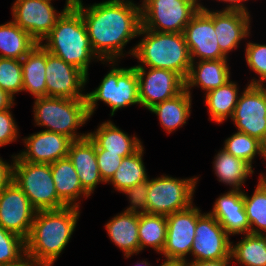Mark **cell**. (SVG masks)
<instances>
[{"label":"cell","mask_w":266,"mask_h":266,"mask_svg":"<svg viewBox=\"0 0 266 266\" xmlns=\"http://www.w3.org/2000/svg\"><path fill=\"white\" fill-rule=\"evenodd\" d=\"M75 8L82 15L91 47L103 64L117 62L127 53L133 56L134 47L126 53L124 48L139 37L141 5L133 0H106L87 6L82 3Z\"/></svg>","instance_id":"cell-1"},{"label":"cell","mask_w":266,"mask_h":266,"mask_svg":"<svg viewBox=\"0 0 266 266\" xmlns=\"http://www.w3.org/2000/svg\"><path fill=\"white\" fill-rule=\"evenodd\" d=\"M78 207L36 211L29 236L25 240L26 257L54 266L68 245L80 217Z\"/></svg>","instance_id":"cell-2"},{"label":"cell","mask_w":266,"mask_h":266,"mask_svg":"<svg viewBox=\"0 0 266 266\" xmlns=\"http://www.w3.org/2000/svg\"><path fill=\"white\" fill-rule=\"evenodd\" d=\"M40 44L49 53L81 70L87 81L91 61H101L91 47L82 15L75 7H69L63 13Z\"/></svg>","instance_id":"cell-3"},{"label":"cell","mask_w":266,"mask_h":266,"mask_svg":"<svg viewBox=\"0 0 266 266\" xmlns=\"http://www.w3.org/2000/svg\"><path fill=\"white\" fill-rule=\"evenodd\" d=\"M143 36L134 46L133 57L140 64L134 67L167 69L186 79L191 58L183 33L157 32L141 27Z\"/></svg>","instance_id":"cell-4"},{"label":"cell","mask_w":266,"mask_h":266,"mask_svg":"<svg viewBox=\"0 0 266 266\" xmlns=\"http://www.w3.org/2000/svg\"><path fill=\"white\" fill-rule=\"evenodd\" d=\"M33 112L35 125L46 127V131L63 134L73 141L88 137V133L77 132L91 118L86 99L35 98Z\"/></svg>","instance_id":"cell-5"},{"label":"cell","mask_w":266,"mask_h":266,"mask_svg":"<svg viewBox=\"0 0 266 266\" xmlns=\"http://www.w3.org/2000/svg\"><path fill=\"white\" fill-rule=\"evenodd\" d=\"M108 61L111 69L104 76L99 86L86 93L89 116H93L98 107V101H103L111 107L110 116H114L118 109L138 104V75L134 66L120 68L118 61ZM116 65L118 67H116Z\"/></svg>","instance_id":"cell-6"},{"label":"cell","mask_w":266,"mask_h":266,"mask_svg":"<svg viewBox=\"0 0 266 266\" xmlns=\"http://www.w3.org/2000/svg\"><path fill=\"white\" fill-rule=\"evenodd\" d=\"M12 180L28 197L36 211L66 207L58 198L50 164L27 162L14 155Z\"/></svg>","instance_id":"cell-7"},{"label":"cell","mask_w":266,"mask_h":266,"mask_svg":"<svg viewBox=\"0 0 266 266\" xmlns=\"http://www.w3.org/2000/svg\"><path fill=\"white\" fill-rule=\"evenodd\" d=\"M198 180L195 176L179 179L164 174L149 178L147 213L167 216L189 208Z\"/></svg>","instance_id":"cell-8"},{"label":"cell","mask_w":266,"mask_h":266,"mask_svg":"<svg viewBox=\"0 0 266 266\" xmlns=\"http://www.w3.org/2000/svg\"><path fill=\"white\" fill-rule=\"evenodd\" d=\"M201 0H141L142 27L157 32L183 33L199 11Z\"/></svg>","instance_id":"cell-9"},{"label":"cell","mask_w":266,"mask_h":266,"mask_svg":"<svg viewBox=\"0 0 266 266\" xmlns=\"http://www.w3.org/2000/svg\"><path fill=\"white\" fill-rule=\"evenodd\" d=\"M51 1L53 0H15L11 8L12 21L39 44L69 8L65 5L62 11L58 12Z\"/></svg>","instance_id":"cell-10"},{"label":"cell","mask_w":266,"mask_h":266,"mask_svg":"<svg viewBox=\"0 0 266 266\" xmlns=\"http://www.w3.org/2000/svg\"><path fill=\"white\" fill-rule=\"evenodd\" d=\"M184 37L191 61L228 59L220 50L213 23V10L200 4L185 26ZM197 59V60H196Z\"/></svg>","instance_id":"cell-11"},{"label":"cell","mask_w":266,"mask_h":266,"mask_svg":"<svg viewBox=\"0 0 266 266\" xmlns=\"http://www.w3.org/2000/svg\"><path fill=\"white\" fill-rule=\"evenodd\" d=\"M244 89L231 119L237 131L261 141L266 131V86L247 84Z\"/></svg>","instance_id":"cell-12"},{"label":"cell","mask_w":266,"mask_h":266,"mask_svg":"<svg viewBox=\"0 0 266 266\" xmlns=\"http://www.w3.org/2000/svg\"><path fill=\"white\" fill-rule=\"evenodd\" d=\"M135 69L138 75L140 106L147 110L175 97L185 89V80L174 71L149 67Z\"/></svg>","instance_id":"cell-13"},{"label":"cell","mask_w":266,"mask_h":266,"mask_svg":"<svg viewBox=\"0 0 266 266\" xmlns=\"http://www.w3.org/2000/svg\"><path fill=\"white\" fill-rule=\"evenodd\" d=\"M191 256V261L231 259L230 236L209 212L197 219Z\"/></svg>","instance_id":"cell-14"},{"label":"cell","mask_w":266,"mask_h":266,"mask_svg":"<svg viewBox=\"0 0 266 266\" xmlns=\"http://www.w3.org/2000/svg\"><path fill=\"white\" fill-rule=\"evenodd\" d=\"M36 210L12 180L0 192V226L24 240L29 236Z\"/></svg>","instance_id":"cell-15"},{"label":"cell","mask_w":266,"mask_h":266,"mask_svg":"<svg viewBox=\"0 0 266 266\" xmlns=\"http://www.w3.org/2000/svg\"><path fill=\"white\" fill-rule=\"evenodd\" d=\"M200 208L192 204L189 208L166 216V243L161 253L167 259L187 258L191 254L197 219L202 215Z\"/></svg>","instance_id":"cell-16"},{"label":"cell","mask_w":266,"mask_h":266,"mask_svg":"<svg viewBox=\"0 0 266 266\" xmlns=\"http://www.w3.org/2000/svg\"><path fill=\"white\" fill-rule=\"evenodd\" d=\"M45 74L48 97L86 99L87 76L47 50Z\"/></svg>","instance_id":"cell-17"},{"label":"cell","mask_w":266,"mask_h":266,"mask_svg":"<svg viewBox=\"0 0 266 266\" xmlns=\"http://www.w3.org/2000/svg\"><path fill=\"white\" fill-rule=\"evenodd\" d=\"M22 140L25 149L16 154L21 160L47 164L68 157L73 142L68 136L46 130L30 134Z\"/></svg>","instance_id":"cell-18"},{"label":"cell","mask_w":266,"mask_h":266,"mask_svg":"<svg viewBox=\"0 0 266 266\" xmlns=\"http://www.w3.org/2000/svg\"><path fill=\"white\" fill-rule=\"evenodd\" d=\"M213 23L220 50L227 58L229 52L238 48L241 40L251 34L250 14L213 10Z\"/></svg>","instance_id":"cell-19"},{"label":"cell","mask_w":266,"mask_h":266,"mask_svg":"<svg viewBox=\"0 0 266 266\" xmlns=\"http://www.w3.org/2000/svg\"><path fill=\"white\" fill-rule=\"evenodd\" d=\"M229 236L250 233V225L244 208L243 190H229L221 194L209 212Z\"/></svg>","instance_id":"cell-20"},{"label":"cell","mask_w":266,"mask_h":266,"mask_svg":"<svg viewBox=\"0 0 266 266\" xmlns=\"http://www.w3.org/2000/svg\"><path fill=\"white\" fill-rule=\"evenodd\" d=\"M68 158L73 163L82 187L91 195L98 184H104L97 164L96 145L86 137L73 141L70 145Z\"/></svg>","instance_id":"cell-21"},{"label":"cell","mask_w":266,"mask_h":266,"mask_svg":"<svg viewBox=\"0 0 266 266\" xmlns=\"http://www.w3.org/2000/svg\"><path fill=\"white\" fill-rule=\"evenodd\" d=\"M230 76L228 59L191 61L185 79V90L192 94L191 89L200 87L206 94L224 85L230 80Z\"/></svg>","instance_id":"cell-22"},{"label":"cell","mask_w":266,"mask_h":266,"mask_svg":"<svg viewBox=\"0 0 266 266\" xmlns=\"http://www.w3.org/2000/svg\"><path fill=\"white\" fill-rule=\"evenodd\" d=\"M97 127L95 131L88 132L96 149L107 150V153L127 157L135 153L143 144L136 135L129 136L111 120L102 122Z\"/></svg>","instance_id":"cell-23"},{"label":"cell","mask_w":266,"mask_h":266,"mask_svg":"<svg viewBox=\"0 0 266 266\" xmlns=\"http://www.w3.org/2000/svg\"><path fill=\"white\" fill-rule=\"evenodd\" d=\"M50 168L58 198L66 206L80 208L79 199L91 195L82 187L71 160L68 157L59 159L51 163Z\"/></svg>","instance_id":"cell-24"},{"label":"cell","mask_w":266,"mask_h":266,"mask_svg":"<svg viewBox=\"0 0 266 266\" xmlns=\"http://www.w3.org/2000/svg\"><path fill=\"white\" fill-rule=\"evenodd\" d=\"M105 224L109 239L124 252L125 258L139 254V214L123 211Z\"/></svg>","instance_id":"cell-25"},{"label":"cell","mask_w":266,"mask_h":266,"mask_svg":"<svg viewBox=\"0 0 266 266\" xmlns=\"http://www.w3.org/2000/svg\"><path fill=\"white\" fill-rule=\"evenodd\" d=\"M192 96L185 89L175 97L155 104L149 111L156 114L161 127L171 134L183 127L191 116Z\"/></svg>","instance_id":"cell-26"},{"label":"cell","mask_w":266,"mask_h":266,"mask_svg":"<svg viewBox=\"0 0 266 266\" xmlns=\"http://www.w3.org/2000/svg\"><path fill=\"white\" fill-rule=\"evenodd\" d=\"M23 91H28L34 98L46 97V49L37 44L21 60Z\"/></svg>","instance_id":"cell-27"},{"label":"cell","mask_w":266,"mask_h":266,"mask_svg":"<svg viewBox=\"0 0 266 266\" xmlns=\"http://www.w3.org/2000/svg\"><path fill=\"white\" fill-rule=\"evenodd\" d=\"M213 169L217 180L227 186L229 185L231 190H242L248 177L254 174L250 164L234 157L224 149L218 151L214 156Z\"/></svg>","instance_id":"cell-28"},{"label":"cell","mask_w":266,"mask_h":266,"mask_svg":"<svg viewBox=\"0 0 266 266\" xmlns=\"http://www.w3.org/2000/svg\"><path fill=\"white\" fill-rule=\"evenodd\" d=\"M240 96L238 84L231 79L224 85L205 94L209 120L221 124L231 118Z\"/></svg>","instance_id":"cell-29"},{"label":"cell","mask_w":266,"mask_h":266,"mask_svg":"<svg viewBox=\"0 0 266 266\" xmlns=\"http://www.w3.org/2000/svg\"><path fill=\"white\" fill-rule=\"evenodd\" d=\"M37 44L12 20L0 25V57L22 60Z\"/></svg>","instance_id":"cell-30"},{"label":"cell","mask_w":266,"mask_h":266,"mask_svg":"<svg viewBox=\"0 0 266 266\" xmlns=\"http://www.w3.org/2000/svg\"><path fill=\"white\" fill-rule=\"evenodd\" d=\"M143 154L144 146L142 145L132 155L123 157L122 163L108 184L113 185L116 191L122 193L128 188L146 181L149 176L143 162Z\"/></svg>","instance_id":"cell-31"},{"label":"cell","mask_w":266,"mask_h":266,"mask_svg":"<svg viewBox=\"0 0 266 266\" xmlns=\"http://www.w3.org/2000/svg\"><path fill=\"white\" fill-rule=\"evenodd\" d=\"M243 236L235 245L231 242V260L242 266H266V235Z\"/></svg>","instance_id":"cell-32"},{"label":"cell","mask_w":266,"mask_h":266,"mask_svg":"<svg viewBox=\"0 0 266 266\" xmlns=\"http://www.w3.org/2000/svg\"><path fill=\"white\" fill-rule=\"evenodd\" d=\"M167 234V219L165 215L139 214L138 236L140 252L146 247H151L157 254H161Z\"/></svg>","instance_id":"cell-33"},{"label":"cell","mask_w":266,"mask_h":266,"mask_svg":"<svg viewBox=\"0 0 266 266\" xmlns=\"http://www.w3.org/2000/svg\"><path fill=\"white\" fill-rule=\"evenodd\" d=\"M243 199L250 234L266 235V184L259 179L251 196L243 191Z\"/></svg>","instance_id":"cell-34"},{"label":"cell","mask_w":266,"mask_h":266,"mask_svg":"<svg viewBox=\"0 0 266 266\" xmlns=\"http://www.w3.org/2000/svg\"><path fill=\"white\" fill-rule=\"evenodd\" d=\"M224 144V150L229 154H232L234 157L246 161L252 167L256 155H259L264 159V153L260 141L246 133L237 131L232 136L225 139Z\"/></svg>","instance_id":"cell-35"},{"label":"cell","mask_w":266,"mask_h":266,"mask_svg":"<svg viewBox=\"0 0 266 266\" xmlns=\"http://www.w3.org/2000/svg\"><path fill=\"white\" fill-rule=\"evenodd\" d=\"M25 254V240L0 226V266L19 264Z\"/></svg>","instance_id":"cell-36"},{"label":"cell","mask_w":266,"mask_h":266,"mask_svg":"<svg viewBox=\"0 0 266 266\" xmlns=\"http://www.w3.org/2000/svg\"><path fill=\"white\" fill-rule=\"evenodd\" d=\"M0 88L12 97L23 91L21 60L0 57Z\"/></svg>","instance_id":"cell-37"},{"label":"cell","mask_w":266,"mask_h":266,"mask_svg":"<svg viewBox=\"0 0 266 266\" xmlns=\"http://www.w3.org/2000/svg\"><path fill=\"white\" fill-rule=\"evenodd\" d=\"M247 66L259 77L248 82L250 85H266V44L247 42L245 48Z\"/></svg>","instance_id":"cell-38"},{"label":"cell","mask_w":266,"mask_h":266,"mask_svg":"<svg viewBox=\"0 0 266 266\" xmlns=\"http://www.w3.org/2000/svg\"><path fill=\"white\" fill-rule=\"evenodd\" d=\"M149 190V178L139 184H136L122 192L126 194L129 200V207L124 211L131 213H147V194Z\"/></svg>","instance_id":"cell-39"},{"label":"cell","mask_w":266,"mask_h":266,"mask_svg":"<svg viewBox=\"0 0 266 266\" xmlns=\"http://www.w3.org/2000/svg\"><path fill=\"white\" fill-rule=\"evenodd\" d=\"M96 158L100 175L103 181L108 183L122 163L123 157L118 154L107 153V150L96 149Z\"/></svg>","instance_id":"cell-40"},{"label":"cell","mask_w":266,"mask_h":266,"mask_svg":"<svg viewBox=\"0 0 266 266\" xmlns=\"http://www.w3.org/2000/svg\"><path fill=\"white\" fill-rule=\"evenodd\" d=\"M18 129L11 109L0 111V147L15 142L19 136Z\"/></svg>","instance_id":"cell-41"},{"label":"cell","mask_w":266,"mask_h":266,"mask_svg":"<svg viewBox=\"0 0 266 266\" xmlns=\"http://www.w3.org/2000/svg\"><path fill=\"white\" fill-rule=\"evenodd\" d=\"M12 162H6L0 157V192L12 181L13 178V157Z\"/></svg>","instance_id":"cell-42"},{"label":"cell","mask_w":266,"mask_h":266,"mask_svg":"<svg viewBox=\"0 0 266 266\" xmlns=\"http://www.w3.org/2000/svg\"><path fill=\"white\" fill-rule=\"evenodd\" d=\"M224 2L226 4V7L222 9V11H238L245 14H249L248 8L245 6L246 4L244 2L248 0H217Z\"/></svg>","instance_id":"cell-43"},{"label":"cell","mask_w":266,"mask_h":266,"mask_svg":"<svg viewBox=\"0 0 266 266\" xmlns=\"http://www.w3.org/2000/svg\"><path fill=\"white\" fill-rule=\"evenodd\" d=\"M15 97L0 88V111L11 109L15 105Z\"/></svg>","instance_id":"cell-44"},{"label":"cell","mask_w":266,"mask_h":266,"mask_svg":"<svg viewBox=\"0 0 266 266\" xmlns=\"http://www.w3.org/2000/svg\"><path fill=\"white\" fill-rule=\"evenodd\" d=\"M231 259H220L212 261H188V266H229Z\"/></svg>","instance_id":"cell-45"},{"label":"cell","mask_w":266,"mask_h":266,"mask_svg":"<svg viewBox=\"0 0 266 266\" xmlns=\"http://www.w3.org/2000/svg\"><path fill=\"white\" fill-rule=\"evenodd\" d=\"M160 266H188V261L181 259H167Z\"/></svg>","instance_id":"cell-46"},{"label":"cell","mask_w":266,"mask_h":266,"mask_svg":"<svg viewBox=\"0 0 266 266\" xmlns=\"http://www.w3.org/2000/svg\"><path fill=\"white\" fill-rule=\"evenodd\" d=\"M13 266H49V265L36 262L26 257L19 264Z\"/></svg>","instance_id":"cell-47"},{"label":"cell","mask_w":266,"mask_h":266,"mask_svg":"<svg viewBox=\"0 0 266 266\" xmlns=\"http://www.w3.org/2000/svg\"><path fill=\"white\" fill-rule=\"evenodd\" d=\"M82 3H83L82 0H66L65 1V5H68L69 7H75Z\"/></svg>","instance_id":"cell-48"},{"label":"cell","mask_w":266,"mask_h":266,"mask_svg":"<svg viewBox=\"0 0 266 266\" xmlns=\"http://www.w3.org/2000/svg\"><path fill=\"white\" fill-rule=\"evenodd\" d=\"M260 143H261L262 151H263V153L265 155L266 154V131H265Z\"/></svg>","instance_id":"cell-49"},{"label":"cell","mask_w":266,"mask_h":266,"mask_svg":"<svg viewBox=\"0 0 266 266\" xmlns=\"http://www.w3.org/2000/svg\"><path fill=\"white\" fill-rule=\"evenodd\" d=\"M264 160L266 161V154L264 155ZM259 179L266 184V173L263 174L262 172L260 173Z\"/></svg>","instance_id":"cell-50"},{"label":"cell","mask_w":266,"mask_h":266,"mask_svg":"<svg viewBox=\"0 0 266 266\" xmlns=\"http://www.w3.org/2000/svg\"><path fill=\"white\" fill-rule=\"evenodd\" d=\"M134 266H153V265H150V263L147 262L146 260H142L141 262L136 263Z\"/></svg>","instance_id":"cell-51"}]
</instances>
